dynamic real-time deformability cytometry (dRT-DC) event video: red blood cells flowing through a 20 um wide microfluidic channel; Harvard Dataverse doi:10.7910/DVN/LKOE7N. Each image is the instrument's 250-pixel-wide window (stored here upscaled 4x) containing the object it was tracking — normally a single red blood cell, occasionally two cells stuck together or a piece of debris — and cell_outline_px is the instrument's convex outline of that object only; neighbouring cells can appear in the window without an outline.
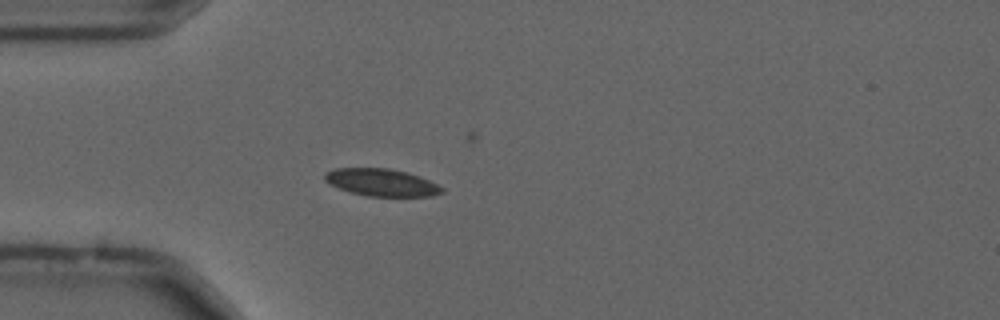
{"species": "common noctule bat (a hibernating species)", "species_latin": "Nyctalus noctula", "temperature_condition": "cold", "stored_images_in_passage": 12, "camera_frame_rate_fps": 3000, "um_per_image_px": 0.085, "animal": {"sex": "male", "forearm_length_mm": 52.5}, "frame": {"image": 1, "passage_image": 1, "time_ms": 0.0, "image_size_px": [1000, 320], "cell_outline_px": [[444, 192], [432, 196], [368, 196], [352, 192], [328, 184], [324, 180], [324, 172], [336, 168], [388, 168], [408, 172], [420, 176], [444, 188]], "centroid_in_image_um": [32.42, 15.5], "position_along_channel_um": 52.6, "area_um2": 18.67}}
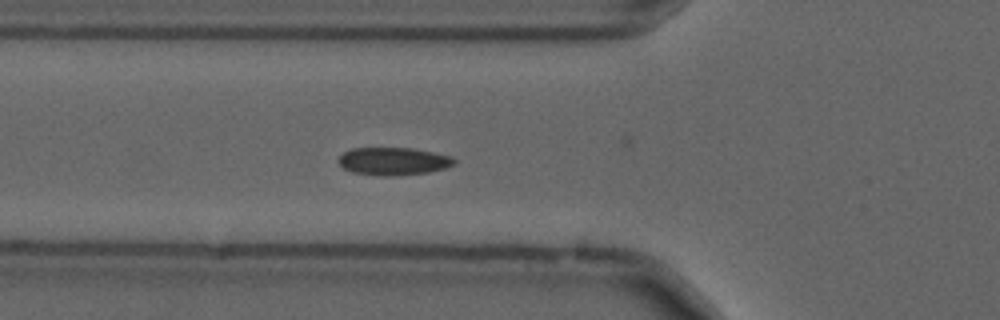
{"frame": {"image": 2, "passage_image": 5, "time_ms": 1.333, "image_size_px": [1000, 320], "cell_outline_px": [[456, 164], [444, 168], [428, 172], [392, 176], [384, 176], [352, 172], [344, 168], [336, 160], [344, 152], [352, 148], [412, 148], [452, 156], [456, 160]], "centroid_in_image_um": [33.44, 13.7], "position_along_channel_um": 92.4, "area_um2": 18.67}}